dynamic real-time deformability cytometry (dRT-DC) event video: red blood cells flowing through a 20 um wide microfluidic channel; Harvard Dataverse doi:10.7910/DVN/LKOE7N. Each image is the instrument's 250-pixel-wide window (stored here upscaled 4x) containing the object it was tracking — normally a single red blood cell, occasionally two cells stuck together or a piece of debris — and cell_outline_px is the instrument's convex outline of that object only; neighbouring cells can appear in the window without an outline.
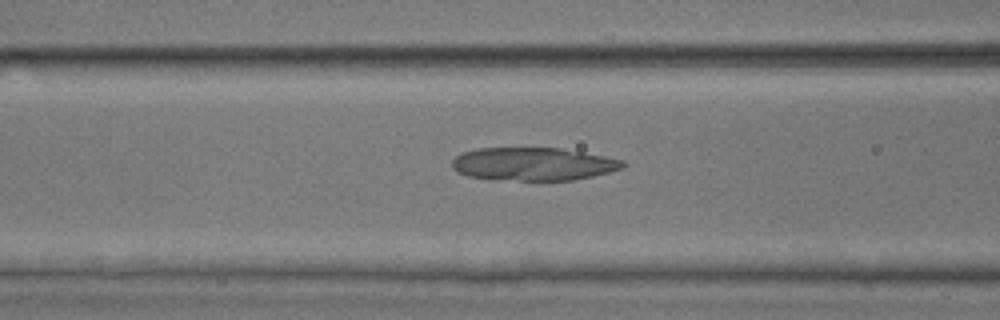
{"species": "common noctule bat (a hibernating species)", "species_latin": "Nyctalus noctula", "temperature_condition": "room temperature", "stored_images_in_passage": 42, "camera_frame_rate_fps": 3000, "um_per_image_px": 0.085, "animal": {"sex": "male", "body_mass_g": 17.9, "forearm_length_mm": 54.2}, "frame": {"image": 1, "passage_image": 11, "time_ms": 3.333, "image_size_px": [1000, 320], "cell_outline_px": [[628, 164], [624, 168], [576, 180], [520, 180], [468, 176], [456, 172], [452, 168], [452, 160], [456, 156], [464, 152], [476, 148], [560, 148], [604, 156], [624, 160]], "centroid_in_image_um": [45.36, 13.93], "position_along_channel_um": 121.2, "area_um2": 32.71}}
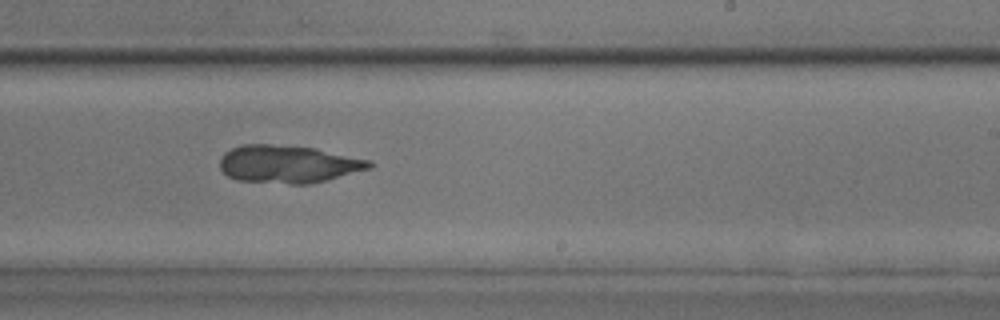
{"frame": {"image": 2, "passage_image": 22, "time_ms": 7.0, "image_size_px": [1000, 320], "cell_outline_px": [[372, 168], [308, 184], [288, 184], [236, 180], [228, 176], [220, 168], [220, 160], [224, 152], [240, 144], [268, 144], [316, 148], [372, 160]], "centroid_in_image_um": [24.49, 13.94], "position_along_channel_um": 264.5, "area_um2": 32.89}}
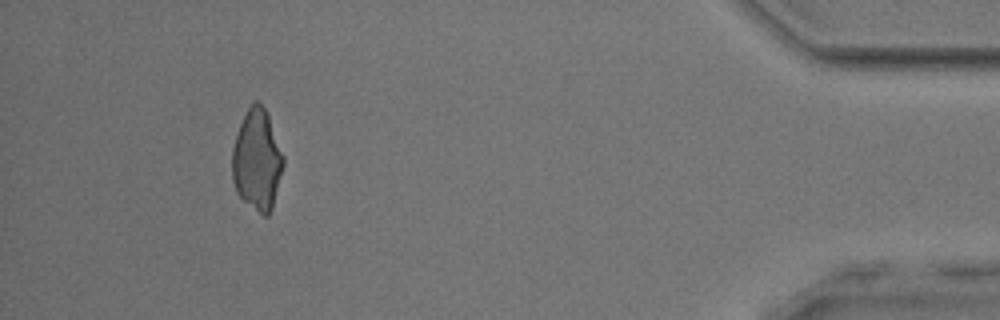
{"frame": {"image": 3, "passage_image": 38, "time_ms": 12.333, "image_size_px": [1000, 320], "cell_outline_px": [[284, 164], [272, 208], [268, 216], [264, 216], [244, 200], [236, 192], [232, 180], [232, 148], [240, 124], [252, 100], [256, 100], [268, 112], [284, 156]], "centroid_in_image_um": [21.86, 13.57], "position_along_channel_um": 413.3, "area_um2": 30.11}}